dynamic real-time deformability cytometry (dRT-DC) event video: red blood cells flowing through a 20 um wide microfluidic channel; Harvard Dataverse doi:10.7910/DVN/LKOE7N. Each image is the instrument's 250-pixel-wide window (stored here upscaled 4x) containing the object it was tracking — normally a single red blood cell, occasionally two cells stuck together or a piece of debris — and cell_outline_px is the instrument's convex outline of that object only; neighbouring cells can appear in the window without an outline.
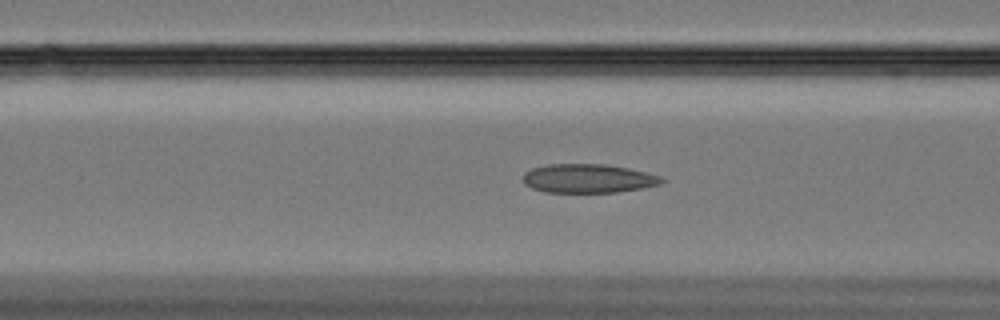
{"species": "Egyptian fruit bat (a non-hibernating species)", "species_latin": "Rousettus aegyptiacus", "temperature_condition": "cold", "stored_images_in_passage": 49, "camera_frame_rate_fps": 3000, "um_per_image_px": 0.085, "animal": {"sex": "female"}, "frame": {"image": 1, "passage_image": 13, "time_ms": 4.0, "image_size_px": [1000, 320], "cell_outline_px": [[664, 180], [660, 184], [640, 188], [616, 192], [544, 192], [532, 188], [524, 184], [524, 172], [532, 168], [548, 164], [608, 164], [628, 168], [660, 176]], "centroid_in_image_um": [49.95, 15.16], "position_along_channel_um": 116.6, "area_um2": 23.18}}
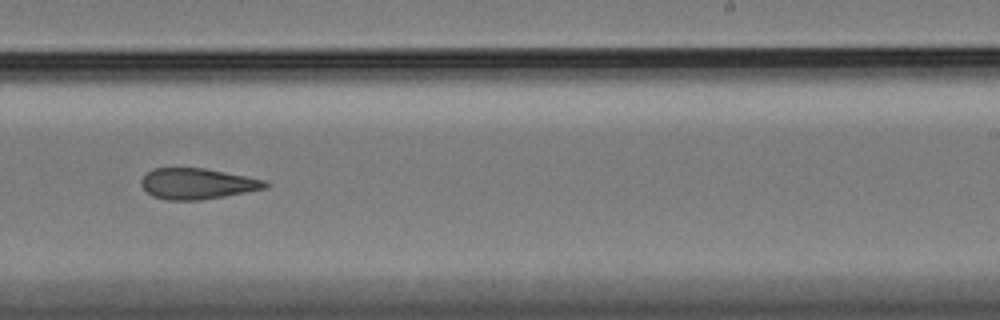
{"frame": {"image": 2, "passage_image": 27, "time_ms": 8.667, "image_size_px": [1000, 320], "cell_outline_px": [[272, 184], [268, 188], [224, 196], [200, 200], [168, 200], [152, 196], [140, 184], [140, 180], [152, 168], [204, 168], [264, 180]], "centroid_in_image_um": [16.77, 15.62], "position_along_channel_um": 272.2, "area_um2": 22.2}}
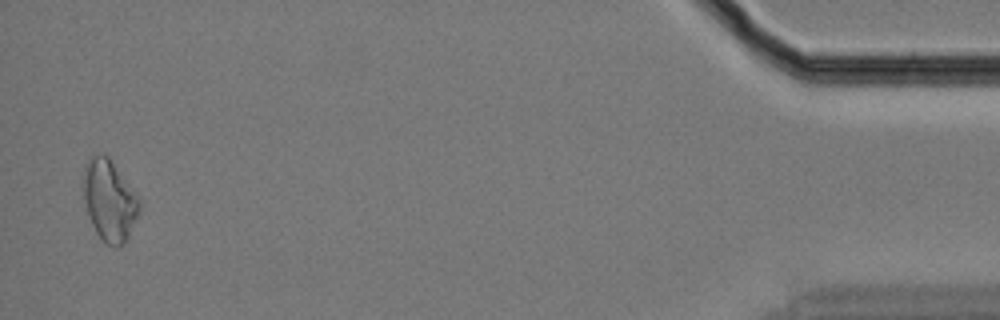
{"frame": {"image": 3, "passage_image": 48, "time_ms": 15.667, "image_size_px": [1000, 320], "cell_outline_px": [[140, 212], [124, 244], [116, 248], [108, 244], [96, 232], [92, 224], [84, 200], [84, 168], [88, 160], [92, 156], [108, 156], [140, 200]], "centroid_in_image_um": [9.32, 17.07], "position_along_channel_um": 425.9, "area_um2": 25.78}, "authors_computed_cell_mechanics": {"area_um2": 23.3512, "velocity_mm_per_s": 3.3381, "shape_relaxation_time_tau1_ms": null, "shape_relaxation_time_tau2_ms": 5.7737, "deformation_change_tau1": null, "deformation_change_tau2": 0.142}}